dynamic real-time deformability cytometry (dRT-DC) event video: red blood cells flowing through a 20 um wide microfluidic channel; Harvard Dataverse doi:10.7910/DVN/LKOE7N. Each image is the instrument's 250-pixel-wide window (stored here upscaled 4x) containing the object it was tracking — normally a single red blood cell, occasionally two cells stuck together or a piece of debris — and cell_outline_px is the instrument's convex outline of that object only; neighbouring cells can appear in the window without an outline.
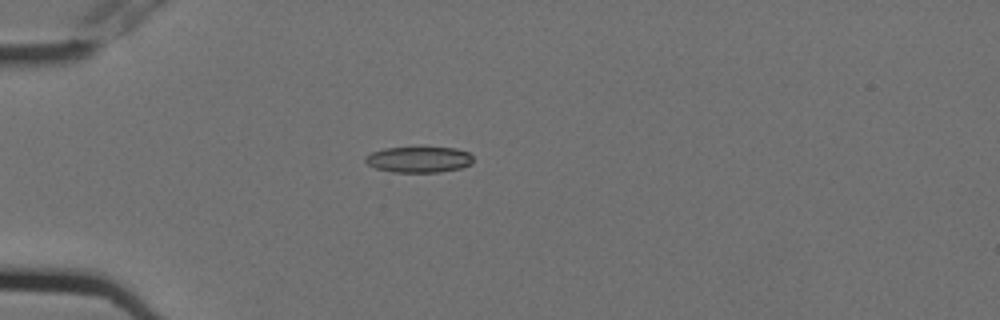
{"species": "Egyptian fruit bat (a non-hibernating species)", "species_latin": "Rousettus aegyptiacus", "temperature_condition": "cold", "stored_images_in_passage": 2, "camera_frame_rate_fps": 3000, "um_per_image_px": 0.085, "animal": {"sex": "female"}, "frame": {"image": 1, "passage_image": 1, "time_ms": 0.0, "image_size_px": [1000, 320], "cell_outline_px": [[472, 160], [468, 164], [460, 168], [440, 172], [392, 172], [376, 168], [368, 164], [364, 160], [364, 156], [372, 152], [384, 148], [424, 144], [456, 148], [468, 152], [472, 156]], "centroid_in_image_um": [35.58, 13.49], "position_along_channel_um": 49.4, "area_um2": 17.11}}